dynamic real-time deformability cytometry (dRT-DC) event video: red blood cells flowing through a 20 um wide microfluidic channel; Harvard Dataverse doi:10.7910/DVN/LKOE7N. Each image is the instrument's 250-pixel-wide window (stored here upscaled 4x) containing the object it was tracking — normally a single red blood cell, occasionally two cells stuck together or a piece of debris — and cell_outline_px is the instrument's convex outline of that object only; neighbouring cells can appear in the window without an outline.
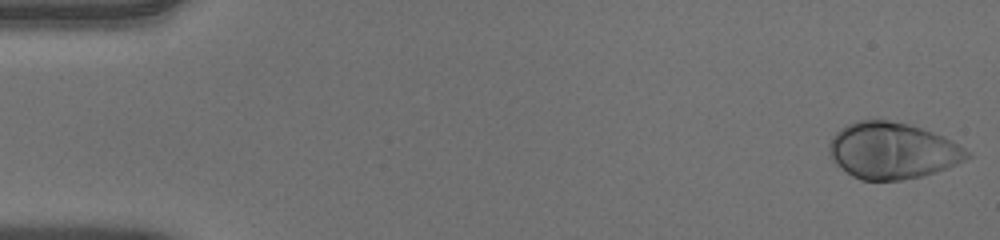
{"species": "human", "species_latin": "Homo sapiens", "temperature_condition": "warm", "stored_images_in_passage": 52, "camera_frame_rate_fps": 3000, "um_per_image_px": 0.085, "donor": {"sex": "male"}, "frame": {"image": 1, "passage_image": 1, "time_ms": 0.0, "image_size_px": [1000, 240], "cell_outline_px": [[972, 156], [948, 168], [920, 176], [900, 180], [860, 180], [852, 176], [836, 164], [832, 160], [828, 148], [828, 144], [832, 136], [840, 128], [856, 120], [888, 120], [908, 124], [944, 136], [952, 140], [964, 148]], "centroid_in_image_um": [75.82, 12.8], "position_along_channel_um": 9.2, "area_um2": 45.26}}
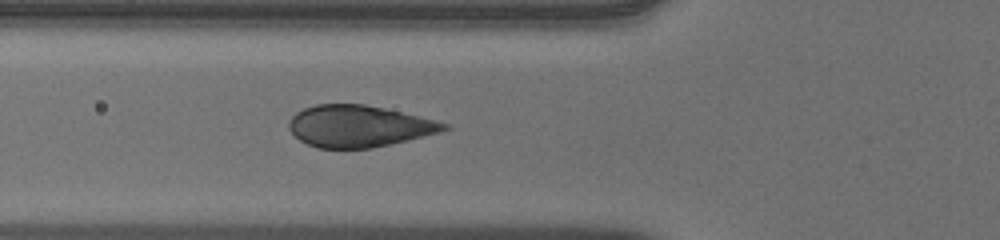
{"frame": {"image": 2, "passage_image": 19, "time_ms": 6.0, "image_size_px": [1000, 240], "cell_outline_px": [[452, 128], [440, 132], [408, 140], [372, 148], [316, 148], [300, 140], [288, 128], [288, 120], [296, 112], [304, 108], [316, 104], [364, 104], [384, 108], [452, 124]], "centroid_in_image_um": [30.51, 10.72], "position_along_channel_um": 95.3, "area_um2": 37.69}}
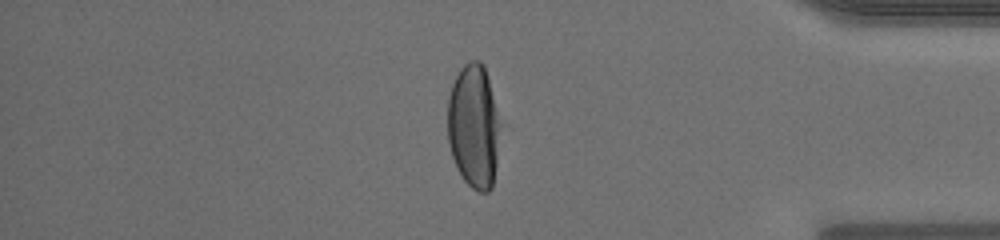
{"frame": {"image": 3, "passage_image": 44, "time_ms": 14.333, "image_size_px": [1000, 240], "cell_outline_px": [[496, 164], [492, 188], [488, 192], [480, 192], [472, 188], [464, 180], [456, 168], [448, 144], [448, 96], [452, 84], [460, 68], [468, 60], [480, 60], [484, 64], [488, 80], [496, 120]], "centroid_in_image_um": [40.19, 10.74], "position_along_channel_um": 395.0, "area_um2": 36.82}, "authors_computed_cell_mechanics": {"area_um2": 42.7142, "velocity_mm_per_s": 3.9118, "shape_relaxation_time_tau1_ms": 2.3959, "shape_relaxation_time_tau2_ms": null, "deformation_change_tau1": 0.1732, "deformation_change_tau2": null}}